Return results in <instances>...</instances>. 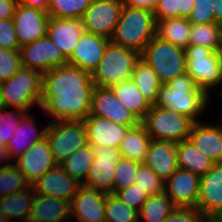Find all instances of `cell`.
<instances>
[{
	"label": "cell",
	"mask_w": 222,
	"mask_h": 222,
	"mask_svg": "<svg viewBox=\"0 0 222 222\" xmlns=\"http://www.w3.org/2000/svg\"><path fill=\"white\" fill-rule=\"evenodd\" d=\"M71 217V202L35 193L27 222H64Z\"/></svg>",
	"instance_id": "d4e9b609"
},
{
	"label": "cell",
	"mask_w": 222,
	"mask_h": 222,
	"mask_svg": "<svg viewBox=\"0 0 222 222\" xmlns=\"http://www.w3.org/2000/svg\"><path fill=\"white\" fill-rule=\"evenodd\" d=\"M109 41L110 39L104 36L84 32L67 64L92 74L101 61Z\"/></svg>",
	"instance_id": "ffe728a7"
},
{
	"label": "cell",
	"mask_w": 222,
	"mask_h": 222,
	"mask_svg": "<svg viewBox=\"0 0 222 222\" xmlns=\"http://www.w3.org/2000/svg\"><path fill=\"white\" fill-rule=\"evenodd\" d=\"M207 222H222V209L210 217Z\"/></svg>",
	"instance_id": "11a10c76"
},
{
	"label": "cell",
	"mask_w": 222,
	"mask_h": 222,
	"mask_svg": "<svg viewBox=\"0 0 222 222\" xmlns=\"http://www.w3.org/2000/svg\"><path fill=\"white\" fill-rule=\"evenodd\" d=\"M214 0H195L188 17L191 24H210L215 22Z\"/></svg>",
	"instance_id": "7bdbcfd3"
},
{
	"label": "cell",
	"mask_w": 222,
	"mask_h": 222,
	"mask_svg": "<svg viewBox=\"0 0 222 222\" xmlns=\"http://www.w3.org/2000/svg\"><path fill=\"white\" fill-rule=\"evenodd\" d=\"M45 137L57 165L70 154L88 144L83 120L50 121Z\"/></svg>",
	"instance_id": "9c48e42d"
},
{
	"label": "cell",
	"mask_w": 222,
	"mask_h": 222,
	"mask_svg": "<svg viewBox=\"0 0 222 222\" xmlns=\"http://www.w3.org/2000/svg\"><path fill=\"white\" fill-rule=\"evenodd\" d=\"M196 209L208 220L222 209V163L214 166L200 177Z\"/></svg>",
	"instance_id": "d6986e66"
},
{
	"label": "cell",
	"mask_w": 222,
	"mask_h": 222,
	"mask_svg": "<svg viewBox=\"0 0 222 222\" xmlns=\"http://www.w3.org/2000/svg\"><path fill=\"white\" fill-rule=\"evenodd\" d=\"M93 0H50L49 17L81 19Z\"/></svg>",
	"instance_id": "e575fe53"
},
{
	"label": "cell",
	"mask_w": 222,
	"mask_h": 222,
	"mask_svg": "<svg viewBox=\"0 0 222 222\" xmlns=\"http://www.w3.org/2000/svg\"><path fill=\"white\" fill-rule=\"evenodd\" d=\"M178 168L188 170L200 177L205 175L214 162L201 153L189 139L176 143Z\"/></svg>",
	"instance_id": "83f0119b"
},
{
	"label": "cell",
	"mask_w": 222,
	"mask_h": 222,
	"mask_svg": "<svg viewBox=\"0 0 222 222\" xmlns=\"http://www.w3.org/2000/svg\"><path fill=\"white\" fill-rule=\"evenodd\" d=\"M0 47L14 51L20 49L12 19L0 20Z\"/></svg>",
	"instance_id": "f6af8a7d"
},
{
	"label": "cell",
	"mask_w": 222,
	"mask_h": 222,
	"mask_svg": "<svg viewBox=\"0 0 222 222\" xmlns=\"http://www.w3.org/2000/svg\"><path fill=\"white\" fill-rule=\"evenodd\" d=\"M195 121L184 114L156 105L141 120L146 133L154 140L175 143L187 140Z\"/></svg>",
	"instance_id": "ba28073f"
},
{
	"label": "cell",
	"mask_w": 222,
	"mask_h": 222,
	"mask_svg": "<svg viewBox=\"0 0 222 222\" xmlns=\"http://www.w3.org/2000/svg\"><path fill=\"white\" fill-rule=\"evenodd\" d=\"M19 52L23 68L33 69L42 74L54 67L67 64V59L47 36L20 47Z\"/></svg>",
	"instance_id": "7c38bea8"
},
{
	"label": "cell",
	"mask_w": 222,
	"mask_h": 222,
	"mask_svg": "<svg viewBox=\"0 0 222 222\" xmlns=\"http://www.w3.org/2000/svg\"><path fill=\"white\" fill-rule=\"evenodd\" d=\"M140 54L109 41L101 61L91 74L97 87H111L130 80Z\"/></svg>",
	"instance_id": "277c9868"
},
{
	"label": "cell",
	"mask_w": 222,
	"mask_h": 222,
	"mask_svg": "<svg viewBox=\"0 0 222 222\" xmlns=\"http://www.w3.org/2000/svg\"><path fill=\"white\" fill-rule=\"evenodd\" d=\"M131 79L134 81L144 98L152 106L155 105L162 84L156 73L143 59L140 58L135 63Z\"/></svg>",
	"instance_id": "1f68e13d"
},
{
	"label": "cell",
	"mask_w": 222,
	"mask_h": 222,
	"mask_svg": "<svg viewBox=\"0 0 222 222\" xmlns=\"http://www.w3.org/2000/svg\"><path fill=\"white\" fill-rule=\"evenodd\" d=\"M35 190L27 189L0 198V222H10L12 218L27 222L34 201Z\"/></svg>",
	"instance_id": "4316f807"
},
{
	"label": "cell",
	"mask_w": 222,
	"mask_h": 222,
	"mask_svg": "<svg viewBox=\"0 0 222 222\" xmlns=\"http://www.w3.org/2000/svg\"><path fill=\"white\" fill-rule=\"evenodd\" d=\"M3 107H5L3 99H2V94H1V90H0V109H2Z\"/></svg>",
	"instance_id": "6f0895ef"
},
{
	"label": "cell",
	"mask_w": 222,
	"mask_h": 222,
	"mask_svg": "<svg viewBox=\"0 0 222 222\" xmlns=\"http://www.w3.org/2000/svg\"><path fill=\"white\" fill-rule=\"evenodd\" d=\"M83 122L86 126L88 144L92 147H115L118 149L132 128L92 115H88Z\"/></svg>",
	"instance_id": "ac0fdd59"
},
{
	"label": "cell",
	"mask_w": 222,
	"mask_h": 222,
	"mask_svg": "<svg viewBox=\"0 0 222 222\" xmlns=\"http://www.w3.org/2000/svg\"><path fill=\"white\" fill-rule=\"evenodd\" d=\"M105 222H139L138 211L110 193L106 197Z\"/></svg>",
	"instance_id": "8d00e7d4"
},
{
	"label": "cell",
	"mask_w": 222,
	"mask_h": 222,
	"mask_svg": "<svg viewBox=\"0 0 222 222\" xmlns=\"http://www.w3.org/2000/svg\"><path fill=\"white\" fill-rule=\"evenodd\" d=\"M159 0H122L123 5L133 8H145L151 11L157 7Z\"/></svg>",
	"instance_id": "681fc988"
},
{
	"label": "cell",
	"mask_w": 222,
	"mask_h": 222,
	"mask_svg": "<svg viewBox=\"0 0 222 222\" xmlns=\"http://www.w3.org/2000/svg\"><path fill=\"white\" fill-rule=\"evenodd\" d=\"M190 45L206 46L213 51H220L219 24H192L190 31Z\"/></svg>",
	"instance_id": "d590c367"
},
{
	"label": "cell",
	"mask_w": 222,
	"mask_h": 222,
	"mask_svg": "<svg viewBox=\"0 0 222 222\" xmlns=\"http://www.w3.org/2000/svg\"><path fill=\"white\" fill-rule=\"evenodd\" d=\"M219 44H220V52L222 53V22L219 23Z\"/></svg>",
	"instance_id": "9f6ffc18"
},
{
	"label": "cell",
	"mask_w": 222,
	"mask_h": 222,
	"mask_svg": "<svg viewBox=\"0 0 222 222\" xmlns=\"http://www.w3.org/2000/svg\"><path fill=\"white\" fill-rule=\"evenodd\" d=\"M176 208L165 192L150 195L138 211V221L163 222Z\"/></svg>",
	"instance_id": "d6a6232c"
},
{
	"label": "cell",
	"mask_w": 222,
	"mask_h": 222,
	"mask_svg": "<svg viewBox=\"0 0 222 222\" xmlns=\"http://www.w3.org/2000/svg\"><path fill=\"white\" fill-rule=\"evenodd\" d=\"M121 104L133 112L141 121L151 109V104L144 98L132 79L110 87Z\"/></svg>",
	"instance_id": "f546056e"
},
{
	"label": "cell",
	"mask_w": 222,
	"mask_h": 222,
	"mask_svg": "<svg viewBox=\"0 0 222 222\" xmlns=\"http://www.w3.org/2000/svg\"><path fill=\"white\" fill-rule=\"evenodd\" d=\"M195 0H178V18L188 19Z\"/></svg>",
	"instance_id": "f907efd6"
},
{
	"label": "cell",
	"mask_w": 222,
	"mask_h": 222,
	"mask_svg": "<svg viewBox=\"0 0 222 222\" xmlns=\"http://www.w3.org/2000/svg\"><path fill=\"white\" fill-rule=\"evenodd\" d=\"M10 159H11V163H8L10 161ZM2 161H4V162H2ZM12 161L13 160L8 152L7 145L5 143L0 142V164H1V162L5 163V165H0V168L12 166L13 165ZM6 162H7V164H6Z\"/></svg>",
	"instance_id": "f5cc1de1"
},
{
	"label": "cell",
	"mask_w": 222,
	"mask_h": 222,
	"mask_svg": "<svg viewBox=\"0 0 222 222\" xmlns=\"http://www.w3.org/2000/svg\"><path fill=\"white\" fill-rule=\"evenodd\" d=\"M89 115L106 118L132 128L141 123L133 112L121 104L110 87L94 86Z\"/></svg>",
	"instance_id": "4fadbf2b"
},
{
	"label": "cell",
	"mask_w": 222,
	"mask_h": 222,
	"mask_svg": "<svg viewBox=\"0 0 222 222\" xmlns=\"http://www.w3.org/2000/svg\"><path fill=\"white\" fill-rule=\"evenodd\" d=\"M94 160L82 186L110 194L114 188V175L117 161L121 158L115 147H93Z\"/></svg>",
	"instance_id": "30bf717a"
},
{
	"label": "cell",
	"mask_w": 222,
	"mask_h": 222,
	"mask_svg": "<svg viewBox=\"0 0 222 222\" xmlns=\"http://www.w3.org/2000/svg\"><path fill=\"white\" fill-rule=\"evenodd\" d=\"M30 186L31 184L14 164L0 168V198L23 191Z\"/></svg>",
	"instance_id": "74e56055"
},
{
	"label": "cell",
	"mask_w": 222,
	"mask_h": 222,
	"mask_svg": "<svg viewBox=\"0 0 222 222\" xmlns=\"http://www.w3.org/2000/svg\"><path fill=\"white\" fill-rule=\"evenodd\" d=\"M43 74L21 67L7 81L0 83L5 107L29 112L33 106L40 107Z\"/></svg>",
	"instance_id": "8992f818"
},
{
	"label": "cell",
	"mask_w": 222,
	"mask_h": 222,
	"mask_svg": "<svg viewBox=\"0 0 222 222\" xmlns=\"http://www.w3.org/2000/svg\"><path fill=\"white\" fill-rule=\"evenodd\" d=\"M155 35L153 11L124 5L110 41L141 54Z\"/></svg>",
	"instance_id": "3957f363"
},
{
	"label": "cell",
	"mask_w": 222,
	"mask_h": 222,
	"mask_svg": "<svg viewBox=\"0 0 222 222\" xmlns=\"http://www.w3.org/2000/svg\"><path fill=\"white\" fill-rule=\"evenodd\" d=\"M20 52L0 47V83L7 81L20 68Z\"/></svg>",
	"instance_id": "b9f144b4"
},
{
	"label": "cell",
	"mask_w": 222,
	"mask_h": 222,
	"mask_svg": "<svg viewBox=\"0 0 222 222\" xmlns=\"http://www.w3.org/2000/svg\"><path fill=\"white\" fill-rule=\"evenodd\" d=\"M200 176L178 168L165 182V193L176 207L196 208Z\"/></svg>",
	"instance_id": "2e32d148"
},
{
	"label": "cell",
	"mask_w": 222,
	"mask_h": 222,
	"mask_svg": "<svg viewBox=\"0 0 222 222\" xmlns=\"http://www.w3.org/2000/svg\"><path fill=\"white\" fill-rule=\"evenodd\" d=\"M93 160V147L90 144H86L70 154L59 165L72 178L83 184L86 180L88 170L91 168Z\"/></svg>",
	"instance_id": "836d02e7"
},
{
	"label": "cell",
	"mask_w": 222,
	"mask_h": 222,
	"mask_svg": "<svg viewBox=\"0 0 222 222\" xmlns=\"http://www.w3.org/2000/svg\"><path fill=\"white\" fill-rule=\"evenodd\" d=\"M140 58L152 68L162 85L186 73L185 49L157 35L143 49Z\"/></svg>",
	"instance_id": "5b68a950"
},
{
	"label": "cell",
	"mask_w": 222,
	"mask_h": 222,
	"mask_svg": "<svg viewBox=\"0 0 222 222\" xmlns=\"http://www.w3.org/2000/svg\"><path fill=\"white\" fill-rule=\"evenodd\" d=\"M14 161L13 164L31 185L47 171L57 166L46 137L35 143Z\"/></svg>",
	"instance_id": "9a60e30c"
},
{
	"label": "cell",
	"mask_w": 222,
	"mask_h": 222,
	"mask_svg": "<svg viewBox=\"0 0 222 222\" xmlns=\"http://www.w3.org/2000/svg\"><path fill=\"white\" fill-rule=\"evenodd\" d=\"M32 186L37 194L71 202L82 184L57 165L35 181Z\"/></svg>",
	"instance_id": "e0dca14e"
},
{
	"label": "cell",
	"mask_w": 222,
	"mask_h": 222,
	"mask_svg": "<svg viewBox=\"0 0 222 222\" xmlns=\"http://www.w3.org/2000/svg\"><path fill=\"white\" fill-rule=\"evenodd\" d=\"M208 101L210 97L196 87L193 79L185 73L160 86L155 105L184 114L199 122L202 121L199 116L205 112Z\"/></svg>",
	"instance_id": "7a4b0ae2"
},
{
	"label": "cell",
	"mask_w": 222,
	"mask_h": 222,
	"mask_svg": "<svg viewBox=\"0 0 222 222\" xmlns=\"http://www.w3.org/2000/svg\"><path fill=\"white\" fill-rule=\"evenodd\" d=\"M152 138L146 133L144 126L131 128L119 146L121 157L138 163H144Z\"/></svg>",
	"instance_id": "f1b7e54d"
},
{
	"label": "cell",
	"mask_w": 222,
	"mask_h": 222,
	"mask_svg": "<svg viewBox=\"0 0 222 222\" xmlns=\"http://www.w3.org/2000/svg\"><path fill=\"white\" fill-rule=\"evenodd\" d=\"M34 117L28 112L9 140L7 147L12 160L13 158L17 159L31 146L45 138L48 125L38 130Z\"/></svg>",
	"instance_id": "484cf974"
},
{
	"label": "cell",
	"mask_w": 222,
	"mask_h": 222,
	"mask_svg": "<svg viewBox=\"0 0 222 222\" xmlns=\"http://www.w3.org/2000/svg\"><path fill=\"white\" fill-rule=\"evenodd\" d=\"M192 24L185 18H173L156 22V35L175 46L185 49L190 45Z\"/></svg>",
	"instance_id": "4dcf8cb0"
},
{
	"label": "cell",
	"mask_w": 222,
	"mask_h": 222,
	"mask_svg": "<svg viewBox=\"0 0 222 222\" xmlns=\"http://www.w3.org/2000/svg\"><path fill=\"white\" fill-rule=\"evenodd\" d=\"M115 195L118 196L122 203L137 211L140 210L141 206L150 196L146 190L141 189L136 183H133L128 188L119 190Z\"/></svg>",
	"instance_id": "ee69618b"
},
{
	"label": "cell",
	"mask_w": 222,
	"mask_h": 222,
	"mask_svg": "<svg viewBox=\"0 0 222 222\" xmlns=\"http://www.w3.org/2000/svg\"><path fill=\"white\" fill-rule=\"evenodd\" d=\"M107 194L81 186L71 201V217L78 222H105Z\"/></svg>",
	"instance_id": "44dd1931"
},
{
	"label": "cell",
	"mask_w": 222,
	"mask_h": 222,
	"mask_svg": "<svg viewBox=\"0 0 222 222\" xmlns=\"http://www.w3.org/2000/svg\"><path fill=\"white\" fill-rule=\"evenodd\" d=\"M135 183L149 195L165 192V182L159 178L147 165L140 163L136 174Z\"/></svg>",
	"instance_id": "60d3db41"
},
{
	"label": "cell",
	"mask_w": 222,
	"mask_h": 222,
	"mask_svg": "<svg viewBox=\"0 0 222 222\" xmlns=\"http://www.w3.org/2000/svg\"><path fill=\"white\" fill-rule=\"evenodd\" d=\"M185 55L186 73L193 79L196 87L210 97L211 88L222 84V53L206 46L188 45Z\"/></svg>",
	"instance_id": "52a82bcc"
},
{
	"label": "cell",
	"mask_w": 222,
	"mask_h": 222,
	"mask_svg": "<svg viewBox=\"0 0 222 222\" xmlns=\"http://www.w3.org/2000/svg\"><path fill=\"white\" fill-rule=\"evenodd\" d=\"M144 164L166 182L178 169L176 143L152 139Z\"/></svg>",
	"instance_id": "603a6c76"
},
{
	"label": "cell",
	"mask_w": 222,
	"mask_h": 222,
	"mask_svg": "<svg viewBox=\"0 0 222 222\" xmlns=\"http://www.w3.org/2000/svg\"><path fill=\"white\" fill-rule=\"evenodd\" d=\"M94 88L91 74L70 64L43 73L40 107L52 122L84 120Z\"/></svg>",
	"instance_id": "6da1fadb"
},
{
	"label": "cell",
	"mask_w": 222,
	"mask_h": 222,
	"mask_svg": "<svg viewBox=\"0 0 222 222\" xmlns=\"http://www.w3.org/2000/svg\"><path fill=\"white\" fill-rule=\"evenodd\" d=\"M188 139L215 164L222 163V124L195 122Z\"/></svg>",
	"instance_id": "cb8c5ba5"
},
{
	"label": "cell",
	"mask_w": 222,
	"mask_h": 222,
	"mask_svg": "<svg viewBox=\"0 0 222 222\" xmlns=\"http://www.w3.org/2000/svg\"><path fill=\"white\" fill-rule=\"evenodd\" d=\"M84 32L81 19L49 18L47 37L59 48L67 60L71 57Z\"/></svg>",
	"instance_id": "7402d4cb"
},
{
	"label": "cell",
	"mask_w": 222,
	"mask_h": 222,
	"mask_svg": "<svg viewBox=\"0 0 222 222\" xmlns=\"http://www.w3.org/2000/svg\"><path fill=\"white\" fill-rule=\"evenodd\" d=\"M8 111V107L0 109V142L8 144L9 140L13 137L14 131L19 126L22 118L28 113L21 109Z\"/></svg>",
	"instance_id": "ab89813d"
},
{
	"label": "cell",
	"mask_w": 222,
	"mask_h": 222,
	"mask_svg": "<svg viewBox=\"0 0 222 222\" xmlns=\"http://www.w3.org/2000/svg\"><path fill=\"white\" fill-rule=\"evenodd\" d=\"M139 164L138 162L122 157L117 161L112 194H116L119 190L128 188L135 183Z\"/></svg>",
	"instance_id": "f35d334b"
},
{
	"label": "cell",
	"mask_w": 222,
	"mask_h": 222,
	"mask_svg": "<svg viewBox=\"0 0 222 222\" xmlns=\"http://www.w3.org/2000/svg\"><path fill=\"white\" fill-rule=\"evenodd\" d=\"M123 6L122 0H93L81 18L85 32L110 39Z\"/></svg>",
	"instance_id": "8fae6325"
},
{
	"label": "cell",
	"mask_w": 222,
	"mask_h": 222,
	"mask_svg": "<svg viewBox=\"0 0 222 222\" xmlns=\"http://www.w3.org/2000/svg\"><path fill=\"white\" fill-rule=\"evenodd\" d=\"M18 0H0V20L12 19Z\"/></svg>",
	"instance_id": "c3c4849f"
},
{
	"label": "cell",
	"mask_w": 222,
	"mask_h": 222,
	"mask_svg": "<svg viewBox=\"0 0 222 222\" xmlns=\"http://www.w3.org/2000/svg\"><path fill=\"white\" fill-rule=\"evenodd\" d=\"M215 23L222 22V0H214Z\"/></svg>",
	"instance_id": "db71d44e"
},
{
	"label": "cell",
	"mask_w": 222,
	"mask_h": 222,
	"mask_svg": "<svg viewBox=\"0 0 222 222\" xmlns=\"http://www.w3.org/2000/svg\"><path fill=\"white\" fill-rule=\"evenodd\" d=\"M163 222H207L196 208L177 207Z\"/></svg>",
	"instance_id": "bcb514c9"
},
{
	"label": "cell",
	"mask_w": 222,
	"mask_h": 222,
	"mask_svg": "<svg viewBox=\"0 0 222 222\" xmlns=\"http://www.w3.org/2000/svg\"><path fill=\"white\" fill-rule=\"evenodd\" d=\"M153 13L155 22L178 18V0H159Z\"/></svg>",
	"instance_id": "7dc6e473"
},
{
	"label": "cell",
	"mask_w": 222,
	"mask_h": 222,
	"mask_svg": "<svg viewBox=\"0 0 222 222\" xmlns=\"http://www.w3.org/2000/svg\"><path fill=\"white\" fill-rule=\"evenodd\" d=\"M49 18L46 11L18 2L12 20L20 47L47 36Z\"/></svg>",
	"instance_id": "5bb4252c"
},
{
	"label": "cell",
	"mask_w": 222,
	"mask_h": 222,
	"mask_svg": "<svg viewBox=\"0 0 222 222\" xmlns=\"http://www.w3.org/2000/svg\"><path fill=\"white\" fill-rule=\"evenodd\" d=\"M50 0H18L22 5L37 8L47 12Z\"/></svg>",
	"instance_id": "816d5d0a"
}]
</instances>
